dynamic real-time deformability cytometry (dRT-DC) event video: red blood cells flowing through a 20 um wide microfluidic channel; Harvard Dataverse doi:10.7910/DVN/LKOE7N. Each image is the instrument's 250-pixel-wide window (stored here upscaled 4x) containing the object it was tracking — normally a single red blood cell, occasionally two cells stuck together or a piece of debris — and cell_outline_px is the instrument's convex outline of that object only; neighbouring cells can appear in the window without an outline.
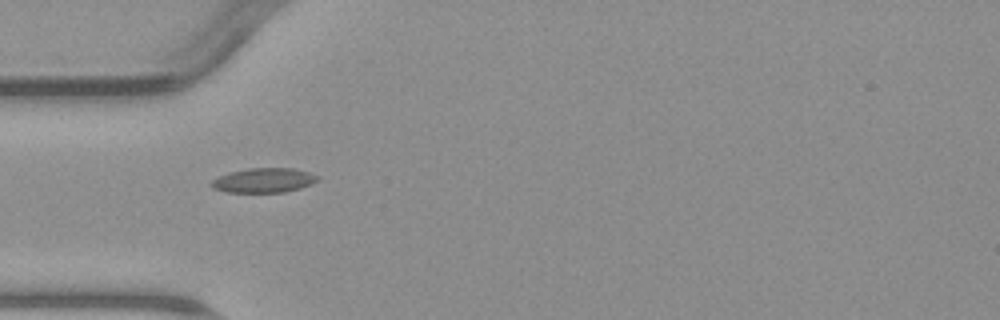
{"species": "common noctule bat (a hibernating species)", "species_latin": "Nyctalus noctula", "temperature_condition": "warm", "stored_images_in_passage": 5, "camera_frame_rate_fps": 3000, "um_per_image_px": 0.085, "animal": {"sex": "male", "body_mass_g": 23.1, "forearm_length_mm": 52.7}, "frame": {"image": 1, "passage_image": 1, "time_ms": 0.0, "image_size_px": [1000, 320], "cell_outline_px": [[320, 176], [316, 180], [300, 188], [284, 192], [228, 192], [212, 188], [208, 184], [212, 180], [228, 172], [248, 168], [292, 168], [308, 172]], "centroid_in_image_um": [22.36, 15.32], "position_along_channel_um": 62.6, "area_um2": 15.09}}
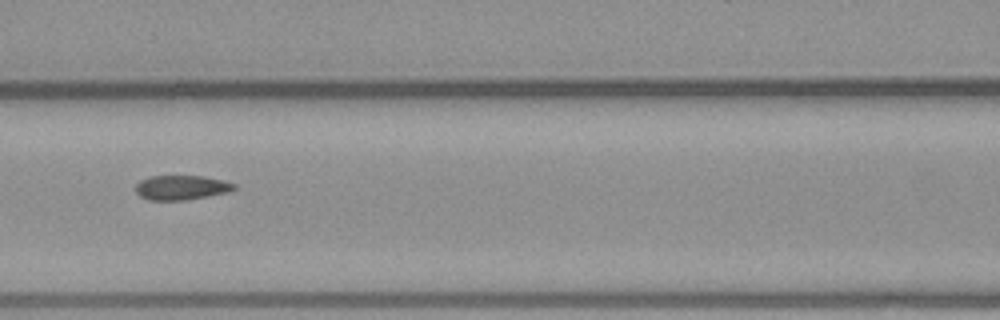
{"frame": {"image": 2, "passage_image": 3, "time_ms": 2.333, "image_size_px": [1000, 320], "cell_outline_px": [[236, 188], [228, 192], [208, 196], [184, 200], [148, 200], [140, 196], [136, 192], [136, 184], [140, 180], [152, 176], [204, 176], [224, 180], [236, 184]], "centroid_in_image_um": [15.43, 15.94], "position_along_channel_um": 151.2, "area_um2": 14.1}}
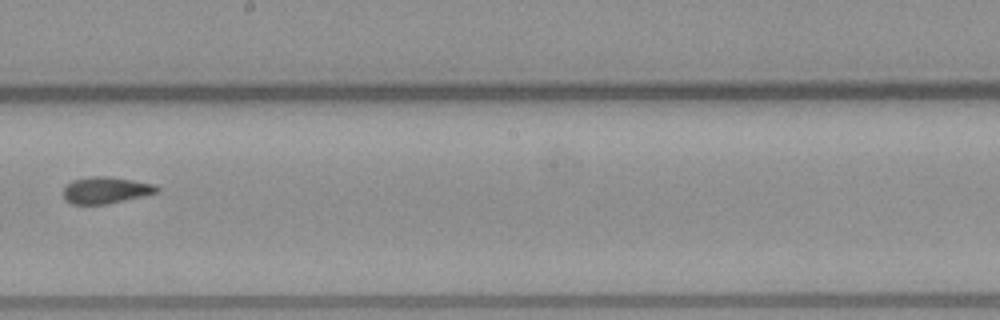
{"frame": {"image": 3, "passage_image": 5, "time_ms": 4.667, "image_size_px": [1000, 320], "cell_outline_px": [[160, 192], [108, 204], [72, 204], [64, 200], [64, 188], [72, 180], [92, 176], [108, 176], [156, 184], [160, 188]], "centroid_in_image_um": [9.02, 16.16], "position_along_channel_um": 239.2, "area_um2": 14.62}}